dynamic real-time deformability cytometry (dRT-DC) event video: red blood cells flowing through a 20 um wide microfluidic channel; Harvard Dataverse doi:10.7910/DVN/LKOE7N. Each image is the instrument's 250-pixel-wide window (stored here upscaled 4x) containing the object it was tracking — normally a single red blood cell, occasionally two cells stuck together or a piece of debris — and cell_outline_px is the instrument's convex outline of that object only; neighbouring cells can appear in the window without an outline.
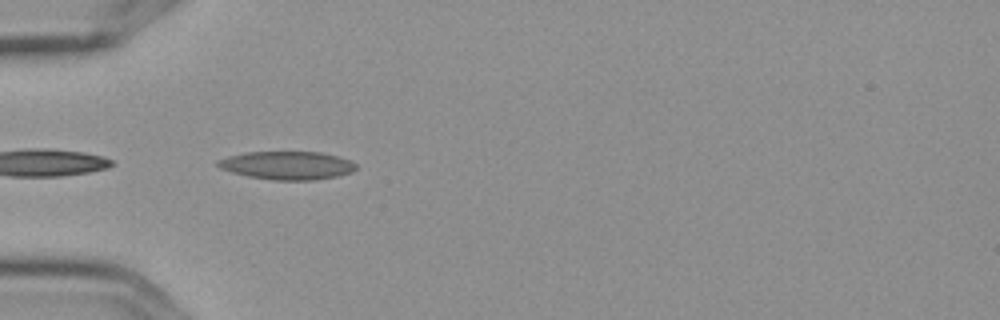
{"species": "Egyptian fruit bat (a non-hibernating species)", "species_latin": "Rousettus aegyptiacus", "temperature_condition": "cold", "stored_images_in_passage": 6, "camera_frame_rate_fps": 3000, "um_per_image_px": 0.085, "frame": {"image": 1, "passage_image": 4, "time_ms": 1.0, "image_size_px": [1000, 320], "cell_outline_px": [[356, 168], [352, 172], [336, 176], [312, 180], [272, 180], [248, 176], [232, 172], [220, 168], [216, 164], [216, 160], [228, 156], [248, 152], [320, 152], [336, 156], [348, 160], [356, 164]], "centroid_in_image_um": [24.38, 14.06], "position_along_channel_um": 60.6, "area_um2": 22.54}}
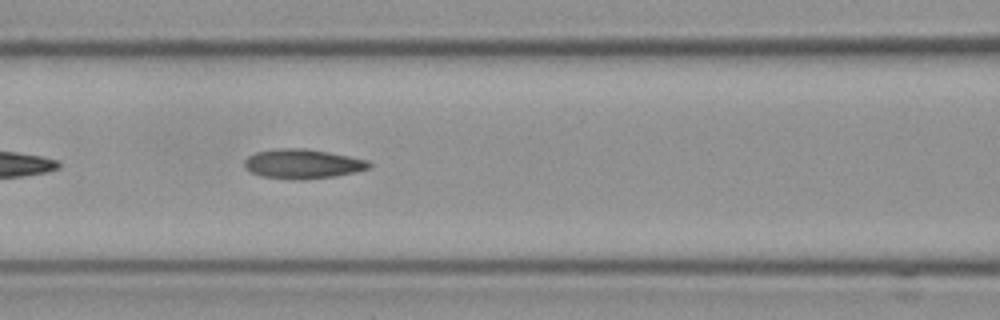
{"frame": {"image": 2, "passage_image": 6, "time_ms": 1.667, "image_size_px": [1000, 320], "cell_outline_px": [[372, 164], [368, 168], [356, 172], [336, 176], [304, 180], [296, 180], [260, 176], [244, 168], [244, 160], [248, 156], [256, 152], [276, 148], [304, 148], [328, 152], [368, 160]], "centroid_in_image_um": [25.7, 13.93], "position_along_channel_um": 140.9, "area_um2": 21.56}}